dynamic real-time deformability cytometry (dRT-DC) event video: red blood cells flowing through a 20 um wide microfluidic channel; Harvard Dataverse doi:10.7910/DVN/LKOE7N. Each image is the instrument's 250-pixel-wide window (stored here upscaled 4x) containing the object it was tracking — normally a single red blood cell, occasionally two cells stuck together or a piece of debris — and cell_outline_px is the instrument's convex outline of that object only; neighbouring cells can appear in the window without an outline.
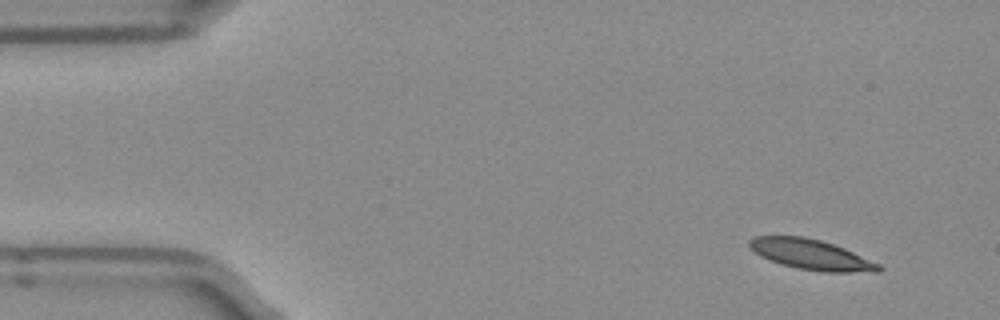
{"species": "Egyptian fruit bat (a non-hibernating species)", "species_latin": "Rousettus aegyptiacus", "temperature_condition": "room temperature", "stored_images_in_passage": 4, "camera_frame_rate_fps": 3000, "um_per_image_px": 0.085, "frame": {"image": 1, "passage_image": 1, "time_ms": 0.0, "image_size_px": [1000, 320], "cell_outline_px": [[884, 268], [880, 272], [824, 272], [796, 268], [780, 264], [760, 256], [748, 244], [748, 240], [756, 236], [804, 236], [820, 240], [844, 248], [880, 264]], "centroid_in_image_um": [68.97, 21.65], "position_along_channel_um": 16.0, "area_um2": 22.77}}
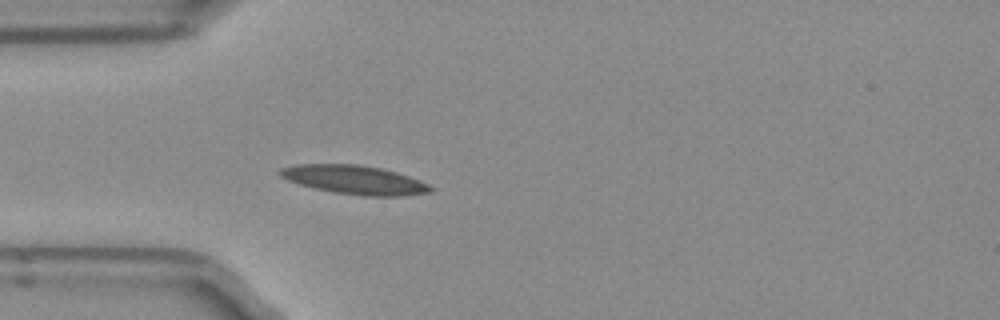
{"frame": {"image": 2, "passage_image": 4, "time_ms": 1.0, "image_size_px": [1000, 320], "cell_outline_px": [[436, 188], [432, 192], [404, 196], [364, 196], [332, 192], [300, 184], [288, 180], [280, 176], [276, 172], [280, 168], [296, 164], [360, 164], [380, 168], [396, 172], [408, 176], [428, 184]], "centroid_in_image_um": [30.14, 15.28], "position_along_channel_um": 54.9, "area_um2": 25.37}}